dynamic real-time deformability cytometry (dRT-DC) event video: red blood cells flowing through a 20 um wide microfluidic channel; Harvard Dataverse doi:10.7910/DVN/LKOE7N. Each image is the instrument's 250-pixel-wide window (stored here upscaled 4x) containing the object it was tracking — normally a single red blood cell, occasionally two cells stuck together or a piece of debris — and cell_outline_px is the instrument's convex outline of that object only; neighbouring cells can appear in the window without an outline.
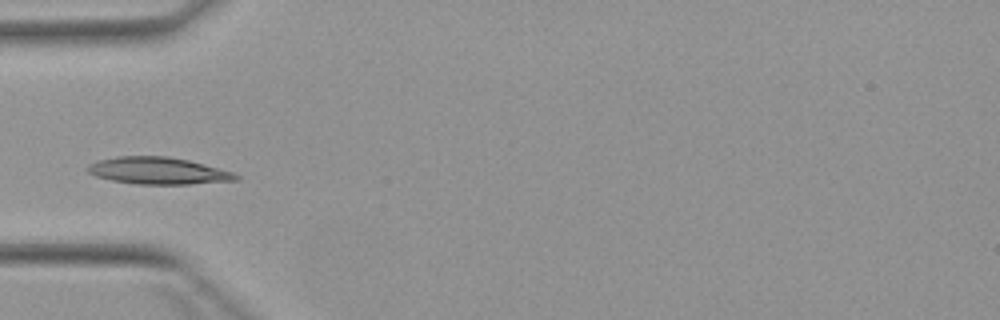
{"species": "Egyptian fruit bat (a non-hibernating species)", "species_latin": "Rousettus aegyptiacus", "temperature_condition": "warm", "stored_images_in_passage": 4, "camera_frame_rate_fps": 3000, "um_per_image_px": 0.085, "animal": {"sex": "female"}, "frame": {"image": 1, "passage_image": 3, "time_ms": 2.667, "image_size_px": [1000, 320], "cell_outline_px": [[240, 180], [188, 184], [136, 184], [112, 180], [96, 176], [88, 172], [84, 168], [88, 164], [100, 160], [116, 156], [168, 156], [188, 160], [232, 172], [240, 176]], "centroid_in_image_um": [13.41, 14.51], "position_along_channel_um": 71.6, "area_um2": 23.24}}